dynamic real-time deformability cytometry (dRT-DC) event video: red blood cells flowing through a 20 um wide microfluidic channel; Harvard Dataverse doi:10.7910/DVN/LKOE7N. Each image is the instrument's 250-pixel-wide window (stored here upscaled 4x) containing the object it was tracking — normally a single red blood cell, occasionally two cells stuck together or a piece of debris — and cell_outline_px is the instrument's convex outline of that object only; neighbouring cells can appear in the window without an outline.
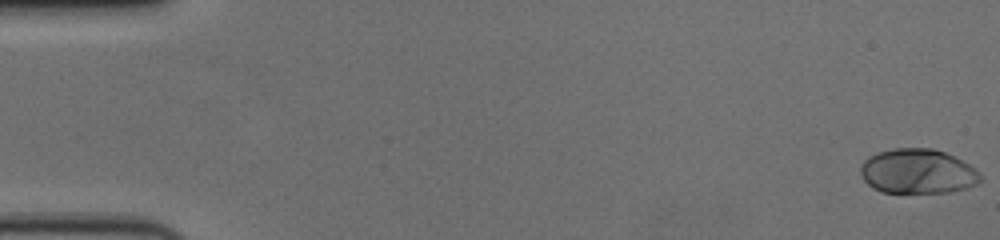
{"species": "human", "species_latin": "Homo sapiens", "temperature_condition": "cold", "stored_images_in_passage": 58, "camera_frame_rate_fps": 3000, "um_per_image_px": 0.085, "donor": {"sex": "female"}, "frame": {"image": 1, "passage_image": 1, "time_ms": 0.0, "image_size_px": [1000, 240], "cell_outline_px": [[980, 180], [976, 184], [968, 188], [948, 192], [880, 192], [872, 188], [864, 180], [860, 172], [860, 164], [868, 156], [892, 148], [932, 148], [944, 152], [968, 164], [980, 172]], "centroid_in_image_um": [77.97, 14.57], "position_along_channel_um": 7.0, "area_um2": 31.15}}
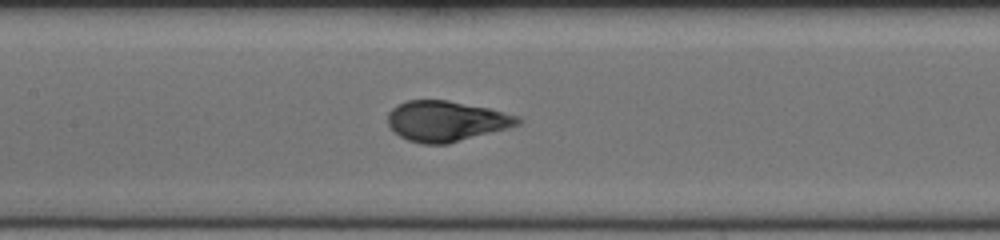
{"frame": {"image": 2, "passage_image": 28, "time_ms": 9.0, "image_size_px": [1000, 240], "cell_outline_px": [[524, 120], [520, 124], [508, 128], [448, 144], [424, 144], [408, 140], [400, 136], [388, 124], [388, 112], [396, 104], [408, 100], [448, 100], [488, 108], [520, 116]], "centroid_in_image_um": [37.95, 10.29], "position_along_channel_um": 169.5, "area_um2": 30.69}}
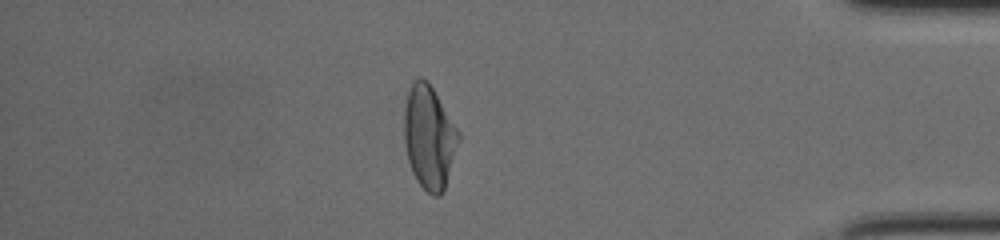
{"frame": {"image": 3, "passage_image": 50, "time_ms": 16.333, "image_size_px": [1000, 240], "cell_outline_px": [[460, 140], [444, 188], [440, 196], [432, 196], [416, 180], [412, 172], [408, 160], [404, 140], [404, 108], [408, 92], [412, 84], [420, 76], [428, 80], [460, 132]], "centroid_in_image_um": [36.48, 11.64], "position_along_channel_um": 398.7, "area_um2": 32.71}, "authors_computed_cell_mechanics": {"area_um2": 31.4143, "velocity_mm_per_s": 3.6153, "shape_relaxation_time_tau1_ms": 4.2112, "shape_relaxation_time_tau2_ms": null, "deformation_change_tau1": 0.1967, "deformation_change_tau2": null}}